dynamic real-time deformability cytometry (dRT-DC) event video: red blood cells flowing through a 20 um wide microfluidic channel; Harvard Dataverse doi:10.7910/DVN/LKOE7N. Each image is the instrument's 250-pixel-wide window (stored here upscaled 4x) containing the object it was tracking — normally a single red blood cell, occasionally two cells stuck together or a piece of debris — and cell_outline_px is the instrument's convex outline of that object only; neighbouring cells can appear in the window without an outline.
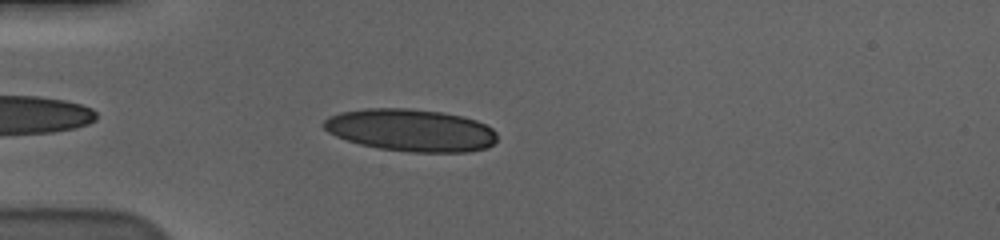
{"species": "human", "species_latin": "Homo sapiens", "temperature_condition": "cold", "stored_images_in_passage": 46, "camera_frame_rate_fps": 3000, "um_per_image_px": 0.085, "donor": {"sex": "male"}, "frame": {"image": 1, "passage_image": 5, "time_ms": 1.333, "image_size_px": [1000, 240], "cell_outline_px": [[496, 140], [488, 148], [468, 152], [412, 152], [380, 148], [360, 144], [336, 136], [328, 132], [320, 124], [328, 116], [340, 112], [364, 108], [408, 108], [440, 112], [460, 116], [476, 120], [492, 128], [496, 132]], "centroid_in_image_um": [34.9, 11.06], "position_along_channel_um": 50.1, "area_um2": 42.83}}
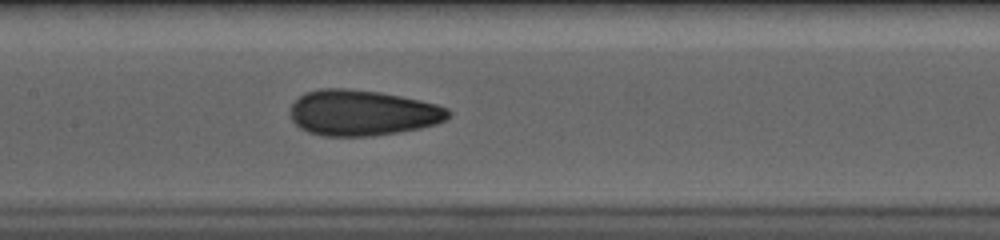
{"frame": {"image": 2, "passage_image": 17, "time_ms": 5.333, "image_size_px": [1000, 240], "cell_outline_px": [[452, 112], [444, 120], [436, 124], [420, 128], [400, 132], [372, 136], [324, 136], [308, 132], [300, 128], [292, 120], [292, 104], [304, 92], [320, 88], [344, 88], [380, 92], [420, 100], [436, 104], [448, 108]], "centroid_in_image_um": [30.81, 9.59], "position_along_channel_um": 176.6, "area_um2": 42.08}}
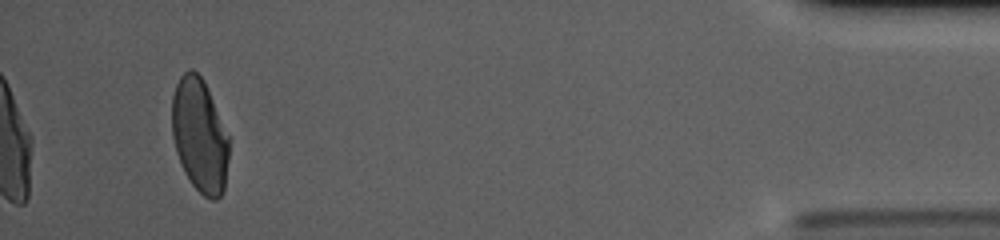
{"frame": {"image": 3, "passage_image": 43, "time_ms": 14.0, "image_size_px": [1000, 240], "cell_outline_px": [[228, 160], [224, 192], [216, 200], [212, 200], [204, 196], [192, 184], [184, 172], [176, 152], [172, 136], [172, 96], [176, 84], [180, 76], [188, 68], [192, 68], [200, 76], [208, 92], [228, 136]], "centroid_in_image_um": [16.94, 11.55], "position_along_channel_um": 418.3, "area_um2": 37.4}, "authors_computed_cell_mechanics": {"area_um2": 41.0958, "velocity_mm_per_s": 3.5717, "shape_relaxation_time_tau1_ms": 5.0074, "shape_relaxation_time_tau2_ms": 1.2977, "deformation_change_tau1": 0.1618, "deformation_change_tau2": 0.0738}}